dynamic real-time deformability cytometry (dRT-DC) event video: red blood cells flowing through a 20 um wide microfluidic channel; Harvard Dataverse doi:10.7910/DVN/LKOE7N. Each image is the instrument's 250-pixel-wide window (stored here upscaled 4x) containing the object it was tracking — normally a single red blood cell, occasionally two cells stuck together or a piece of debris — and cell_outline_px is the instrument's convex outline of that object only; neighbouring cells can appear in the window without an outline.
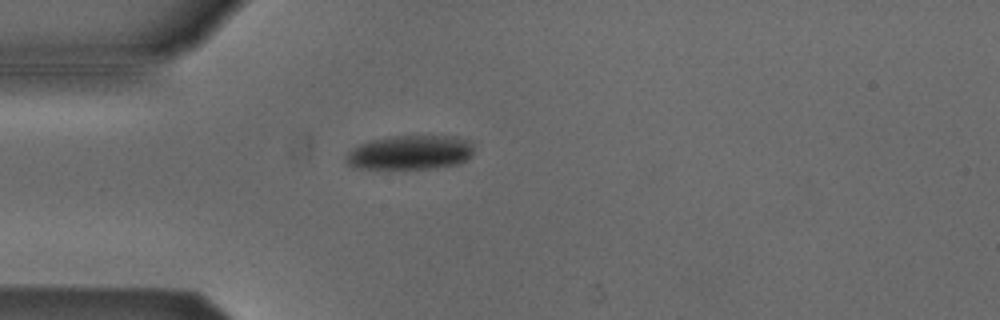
{"species": "Egyptian fruit bat (a non-hibernating species)", "species_latin": "Rousettus aegyptiacus", "temperature_condition": "cold", "stored_images_in_passage": 40, "camera_frame_rate_fps": 3000, "um_per_image_px": 0.085, "animal": {"sex": "male"}, "frame": {"image": 1, "passage_image": 1, "time_ms": 0.0, "image_size_px": [1000, 320], "cell_outline_px": [[472, 156], [468, 160], [460, 164], [436, 168], [352, 168], [344, 160], [344, 156], [352, 148], [360, 144], [372, 140], [388, 136], [456, 136], [472, 140]], "centroid_in_image_um": [34.89, 12.96], "position_along_channel_um": 50.1, "area_um2": 25.89}}
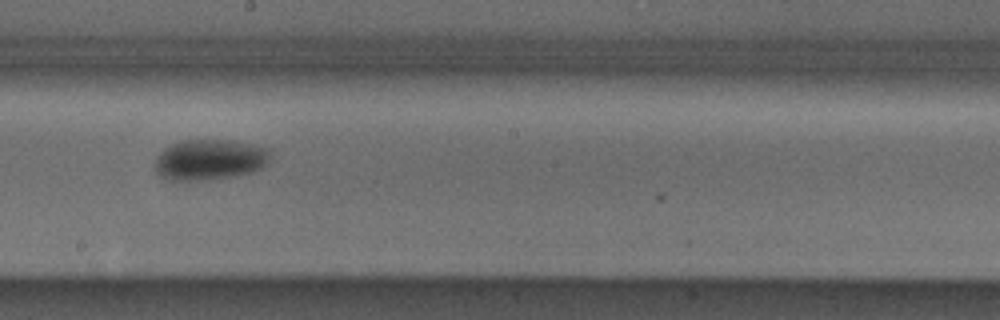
{"frame": {"image": 2, "passage_image": 16, "time_ms": 5.0, "image_size_px": [1000, 320], "cell_outline_px": [[272, 152], [268, 160], [260, 168], [252, 172], [232, 176], [208, 180], [168, 180], [160, 176], [156, 172], [156, 156], [160, 152], [172, 144], [184, 140], [232, 140], [268, 148]], "centroid_in_image_um": [17.82, 13.57], "position_along_channel_um": 230.4, "area_um2": 27.22}}
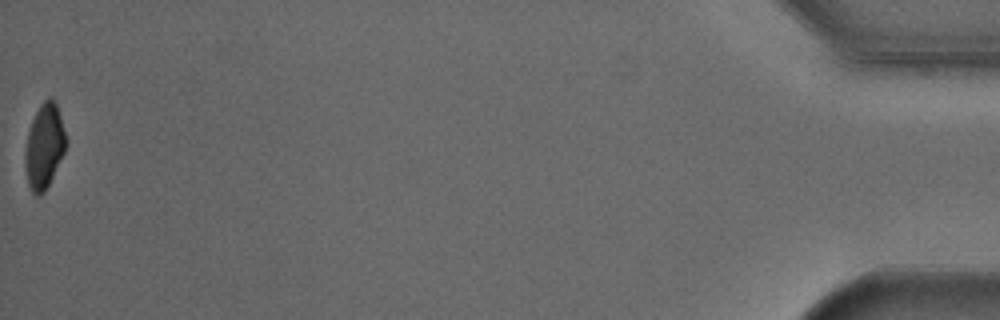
{"frame": {"image": 3, "passage_image": 40, "time_ms": 13.0, "image_size_px": [1000, 320], "cell_outline_px": [[64, 152], [44, 192], [40, 196], [36, 196], [32, 192], [28, 184], [24, 168], [24, 152], [28, 132], [32, 120], [40, 104], [48, 96], [52, 96], [56, 104], [60, 116], [64, 132]], "centroid_in_image_um": [3.71, 12.43], "position_along_channel_um": 431.5, "area_um2": 19.83}, "authors_computed_cell_mechanics": {"area_um2": 25.5187, "velocity_mm_per_s": 3.822, "shape_relaxation_time_tau1_ms": 1.9331, "shape_relaxation_time_tau2_ms": null, "deformation_change_tau1": 0.0826, "deformation_change_tau2": null}}